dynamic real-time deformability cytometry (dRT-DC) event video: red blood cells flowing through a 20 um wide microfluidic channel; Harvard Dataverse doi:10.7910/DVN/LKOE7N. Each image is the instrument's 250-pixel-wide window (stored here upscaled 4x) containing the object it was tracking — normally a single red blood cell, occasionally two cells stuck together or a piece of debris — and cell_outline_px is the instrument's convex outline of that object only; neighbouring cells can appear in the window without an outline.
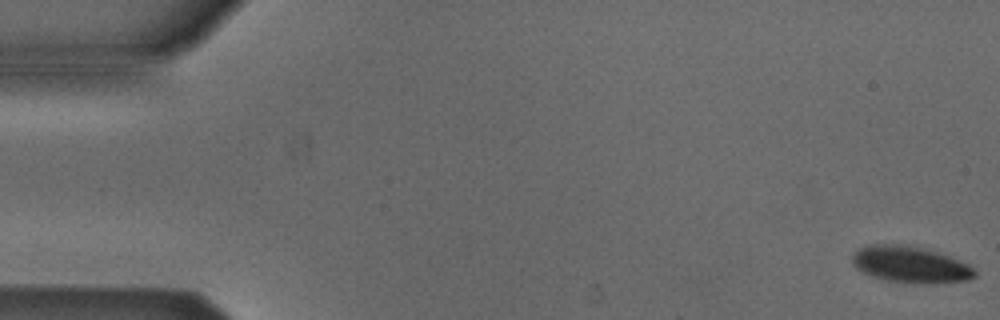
{"species": "Egyptian fruit bat (a non-hibernating species)", "species_latin": "Rousettus aegyptiacus", "temperature_condition": "cold", "stored_images_in_passage": 16, "camera_frame_rate_fps": 3000, "um_per_image_px": 0.085, "animal": {"sex": "male"}, "frame": {"image": 1, "passage_image": 1, "time_ms": 0.0, "image_size_px": [1000, 320], "cell_outline_px": [[976, 276], [968, 280], [932, 284], [920, 284], [884, 280], [872, 276], [856, 268], [852, 264], [852, 256], [860, 248], [872, 244], [896, 244], [920, 248], [936, 252], [948, 256], [968, 264], [976, 272]], "centroid_in_image_um": [77.38, 22.51], "position_along_channel_um": 7.6, "area_um2": 25.78}}